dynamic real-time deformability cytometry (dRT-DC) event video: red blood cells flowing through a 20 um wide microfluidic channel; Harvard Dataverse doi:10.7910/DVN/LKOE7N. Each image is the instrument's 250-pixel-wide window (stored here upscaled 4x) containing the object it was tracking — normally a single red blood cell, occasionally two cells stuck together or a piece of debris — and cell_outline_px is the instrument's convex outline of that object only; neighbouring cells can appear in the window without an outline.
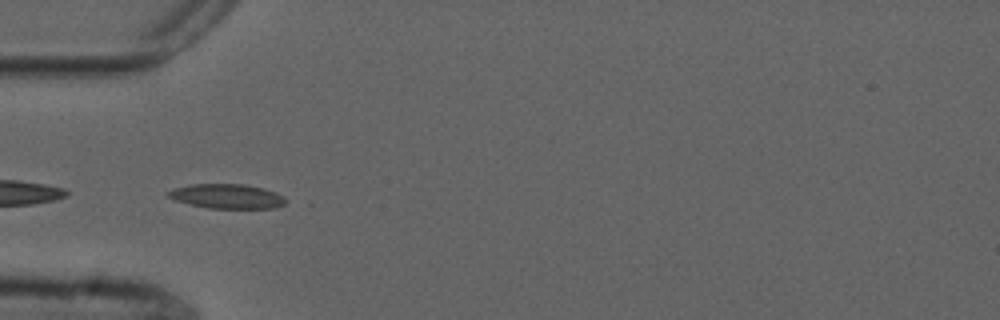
{"species": "common noctule bat (a hibernating species)", "species_latin": "Nyctalus noctula", "temperature_condition": "cold", "stored_images_in_passage": 53, "camera_frame_rate_fps": 3000, "um_per_image_px": 0.085, "animal": {"sex": "male", "forearm_length_mm": 52.5}, "frame": {"image": 1, "passage_image": 16, "time_ms": 5.0, "image_size_px": [1000, 320], "cell_outline_px": [[284, 204], [276, 208], [208, 208], [176, 200], [164, 196], [164, 192], [172, 188], [192, 184], [244, 184], [264, 188], [276, 192], [284, 196]], "centroid_in_image_um": [19.25, 16.67], "position_along_channel_um": 65.8, "area_um2": 16.88}}
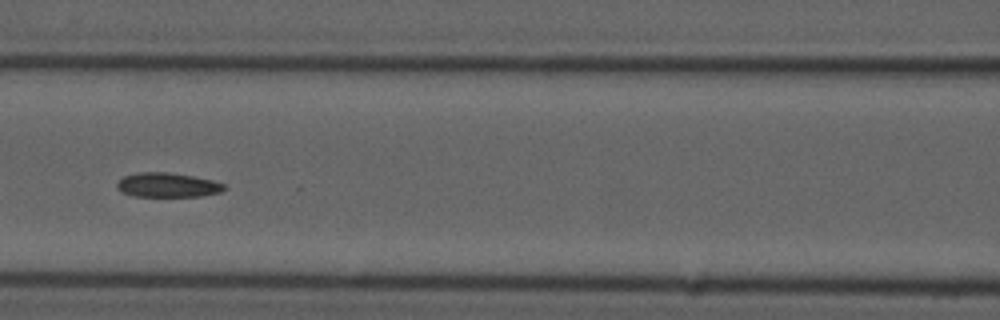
{"frame": {"image": 2, "passage_image": 23, "time_ms": 7.333, "image_size_px": [1000, 320], "cell_outline_px": [[228, 188], [220, 192], [200, 196], [132, 196], [116, 188], [116, 184], [124, 176], [136, 172], [164, 172], [192, 176], [212, 180], [224, 184]], "centroid_in_image_um": [14.24, 15.72], "position_along_channel_um": 152.4, "area_um2": 15.14}, "authors_computed_cell_mechanics": {"area_um2": 16.1262, "velocity_mm_per_s": 3.7348, "shape_relaxation_time_tau1_ms": null, "shape_relaxation_time_tau2_ms": 4.2186, "deformation_change_tau1": null, "deformation_change_tau2": 0.1126}}